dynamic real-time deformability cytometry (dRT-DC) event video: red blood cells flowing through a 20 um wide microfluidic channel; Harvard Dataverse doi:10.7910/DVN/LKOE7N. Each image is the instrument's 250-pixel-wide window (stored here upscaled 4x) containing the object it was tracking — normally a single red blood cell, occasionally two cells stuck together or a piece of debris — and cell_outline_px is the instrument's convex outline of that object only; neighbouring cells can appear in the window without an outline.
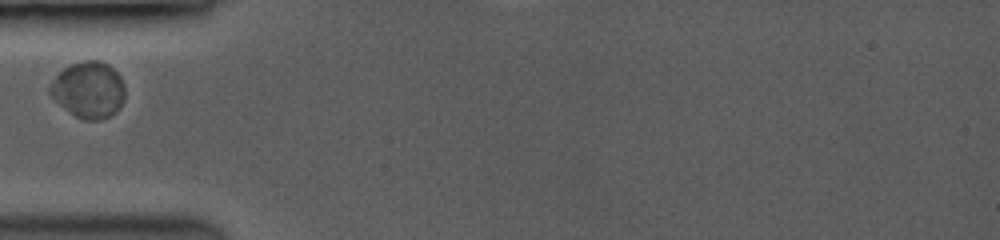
{"species": "common noctule bat (a hibernating species)", "species_latin": "Nyctalus noctula", "temperature_condition": "room temperature", "stored_images_in_passage": 3, "camera_frame_rate_fps": 3500, "um_per_image_px": 0.085, "animal": {"sex": "female", "body_mass_g": 19.0, "forearm_length_mm": 53.3}, "frame": {"image": 1, "passage_image": 2, "time_ms": 1.143, "image_size_px": [1000, 240], "cell_outline_px": [[124, 100], [116, 112], [108, 116], [96, 120], [84, 120], [76, 116], [60, 104], [52, 96], [48, 88], [56, 76], [64, 68], [72, 64], [84, 60], [96, 60], [108, 64], [120, 76], [124, 84]], "centroid_in_image_um": [7.55, 7.62], "position_along_channel_um": 77.5, "area_um2": 24.28}}
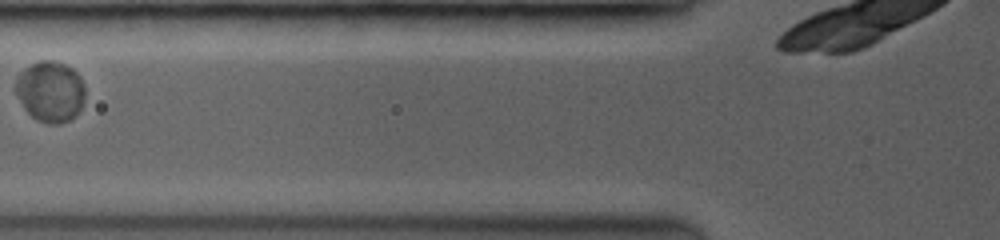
{"frame": {"image": 2, "passage_image": 3, "time_ms": 2.286, "image_size_px": [1000, 240], "cell_outline_px": [[84, 100], [80, 108], [68, 120], [60, 124], [48, 124], [32, 116], [28, 112], [16, 92], [16, 76], [24, 68], [40, 60], [52, 60], [64, 64], [72, 68], [80, 76], [84, 88]], "centroid_in_image_um": [4.28, 7.75], "position_along_channel_um": 121.5, "area_um2": 24.22}}